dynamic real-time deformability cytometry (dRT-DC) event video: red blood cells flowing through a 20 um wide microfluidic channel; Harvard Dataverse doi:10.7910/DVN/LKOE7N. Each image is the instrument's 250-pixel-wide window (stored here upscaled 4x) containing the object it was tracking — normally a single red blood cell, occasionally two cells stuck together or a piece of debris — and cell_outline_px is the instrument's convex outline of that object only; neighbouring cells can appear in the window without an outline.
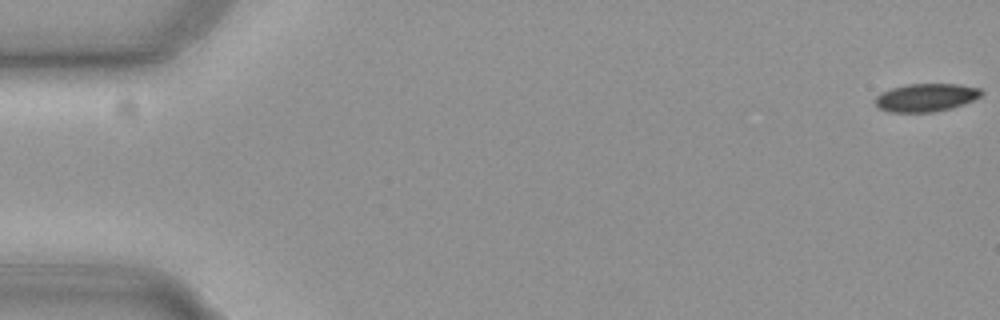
{"species": "common noctule bat (a hibernating species)", "species_latin": "Nyctalus noctula", "temperature_condition": "cold", "stored_images_in_passage": 4, "camera_frame_rate_fps": 3000, "um_per_image_px": 0.085, "animal": {"sex": "female", "body_mass_g": 19.3, "forearm_length_mm": 54.1}, "frame": {"image": 1, "passage_image": 1, "time_ms": 0.0, "image_size_px": [1000, 320], "cell_outline_px": [[984, 92], [980, 96], [964, 104], [952, 108], [932, 112], [888, 112], [880, 108], [876, 104], [876, 96], [892, 88], [908, 84], [960, 84], [980, 88]], "centroid_in_image_um": [78.75, 8.29], "position_along_channel_um": 6.3, "area_um2": 17.22}}